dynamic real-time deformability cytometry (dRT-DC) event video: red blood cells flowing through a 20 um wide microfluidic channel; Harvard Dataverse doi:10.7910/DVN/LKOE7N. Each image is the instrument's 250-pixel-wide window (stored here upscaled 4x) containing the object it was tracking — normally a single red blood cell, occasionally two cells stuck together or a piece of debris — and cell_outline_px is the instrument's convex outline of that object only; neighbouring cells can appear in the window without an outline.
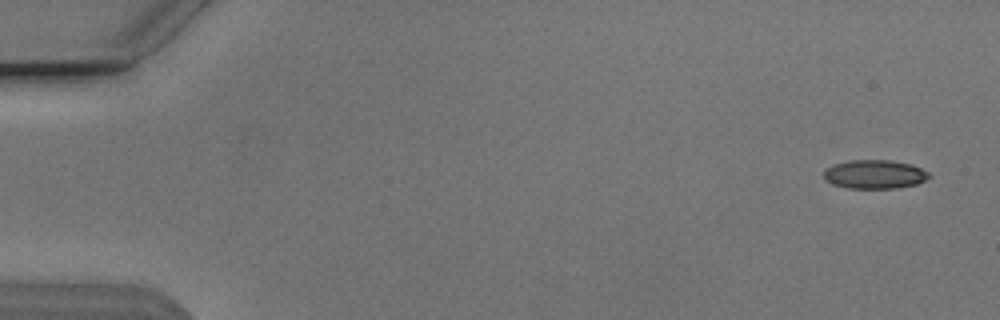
{"species": "Egyptian fruit bat (a non-hibernating species)", "species_latin": "Rousettus aegyptiacus", "temperature_condition": "cold", "stored_images_in_passage": 53, "camera_frame_rate_fps": 3000, "um_per_image_px": 0.085, "animal": {"sex": "male"}, "frame": {"image": 1, "passage_image": 1, "time_ms": 0.0, "image_size_px": [1000, 320], "cell_outline_px": [[932, 176], [916, 184], [896, 188], [848, 188], [832, 184], [824, 180], [824, 172], [832, 164], [852, 160], [888, 160], [912, 164], [928, 172]], "centroid_in_image_um": [74.33, 14.81], "position_along_channel_um": 10.7, "area_um2": 17.63}}
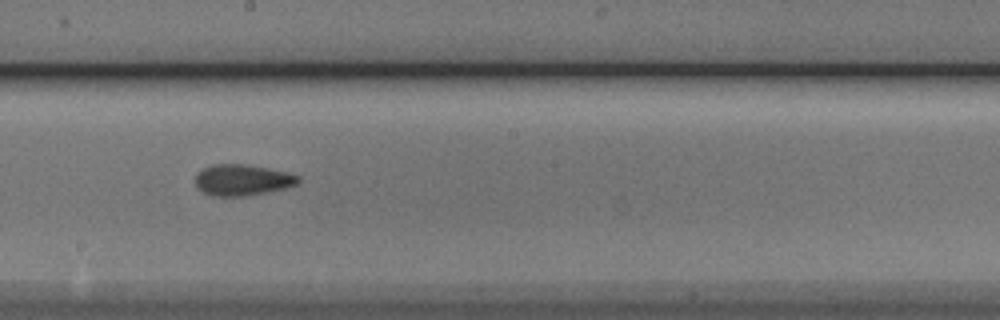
{"frame": {"image": 2, "passage_image": 29, "time_ms": 9.333, "image_size_px": [1000, 320], "cell_outline_px": [[300, 180], [296, 184], [284, 188], [244, 196], [212, 196], [196, 188], [196, 172], [212, 164], [244, 164], [284, 172], [300, 176]], "centroid_in_image_um": [20.54, 15.3], "position_along_channel_um": 227.7, "area_um2": 18.38}}
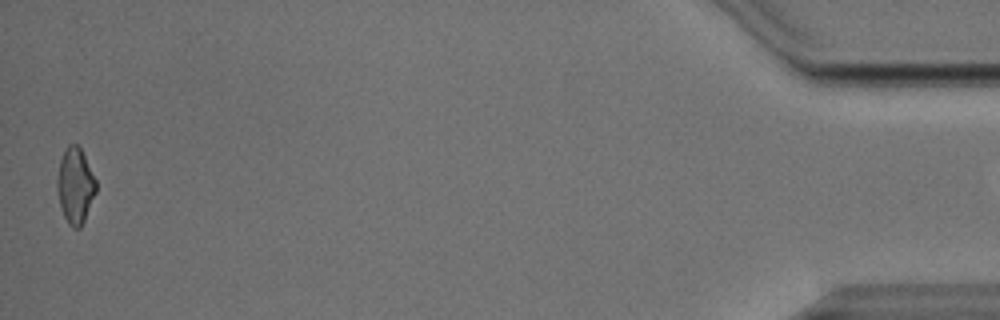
{"frame": {"image": 3, "passage_image": 52, "time_ms": 17.0, "image_size_px": [1000, 320], "cell_outline_px": [[96, 192], [84, 220], [80, 228], [72, 228], [68, 224], [64, 216], [60, 204], [56, 188], [56, 180], [60, 160], [68, 144], [76, 144], [80, 148], [96, 180]], "centroid_in_image_um": [6.38, 15.8], "position_along_channel_um": 428.8, "area_um2": 16.94}}